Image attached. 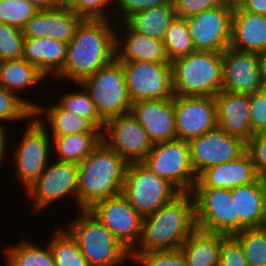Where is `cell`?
<instances>
[{"mask_svg": "<svg viewBox=\"0 0 266 266\" xmlns=\"http://www.w3.org/2000/svg\"><path fill=\"white\" fill-rule=\"evenodd\" d=\"M162 42L169 62L195 52L187 21L184 18L175 17L165 32Z\"/></svg>", "mask_w": 266, "mask_h": 266, "instance_id": "obj_34", "label": "cell"}, {"mask_svg": "<svg viewBox=\"0 0 266 266\" xmlns=\"http://www.w3.org/2000/svg\"><path fill=\"white\" fill-rule=\"evenodd\" d=\"M80 212L64 228L76 240L89 266H122L131 260L130 252L107 227L88 210Z\"/></svg>", "mask_w": 266, "mask_h": 266, "instance_id": "obj_5", "label": "cell"}, {"mask_svg": "<svg viewBox=\"0 0 266 266\" xmlns=\"http://www.w3.org/2000/svg\"><path fill=\"white\" fill-rule=\"evenodd\" d=\"M230 47L261 55L266 51V16L233 8Z\"/></svg>", "mask_w": 266, "mask_h": 266, "instance_id": "obj_23", "label": "cell"}, {"mask_svg": "<svg viewBox=\"0 0 266 266\" xmlns=\"http://www.w3.org/2000/svg\"><path fill=\"white\" fill-rule=\"evenodd\" d=\"M38 105V102L17 96L0 86V126L5 125L4 121L31 120Z\"/></svg>", "mask_w": 266, "mask_h": 266, "instance_id": "obj_37", "label": "cell"}, {"mask_svg": "<svg viewBox=\"0 0 266 266\" xmlns=\"http://www.w3.org/2000/svg\"><path fill=\"white\" fill-rule=\"evenodd\" d=\"M55 160L79 164L102 141L101 133H78L62 137H51Z\"/></svg>", "mask_w": 266, "mask_h": 266, "instance_id": "obj_31", "label": "cell"}, {"mask_svg": "<svg viewBox=\"0 0 266 266\" xmlns=\"http://www.w3.org/2000/svg\"><path fill=\"white\" fill-rule=\"evenodd\" d=\"M177 139L189 141L217 127L214 97L174 95Z\"/></svg>", "mask_w": 266, "mask_h": 266, "instance_id": "obj_17", "label": "cell"}, {"mask_svg": "<svg viewBox=\"0 0 266 266\" xmlns=\"http://www.w3.org/2000/svg\"><path fill=\"white\" fill-rule=\"evenodd\" d=\"M88 211L113 234L130 253L141 238L143 217L120 193L96 202Z\"/></svg>", "mask_w": 266, "mask_h": 266, "instance_id": "obj_12", "label": "cell"}, {"mask_svg": "<svg viewBox=\"0 0 266 266\" xmlns=\"http://www.w3.org/2000/svg\"><path fill=\"white\" fill-rule=\"evenodd\" d=\"M174 95L214 97L222 90V53L195 51L171 62Z\"/></svg>", "mask_w": 266, "mask_h": 266, "instance_id": "obj_4", "label": "cell"}, {"mask_svg": "<svg viewBox=\"0 0 266 266\" xmlns=\"http://www.w3.org/2000/svg\"><path fill=\"white\" fill-rule=\"evenodd\" d=\"M176 17L188 18L221 5L224 0H172Z\"/></svg>", "mask_w": 266, "mask_h": 266, "instance_id": "obj_46", "label": "cell"}, {"mask_svg": "<svg viewBox=\"0 0 266 266\" xmlns=\"http://www.w3.org/2000/svg\"><path fill=\"white\" fill-rule=\"evenodd\" d=\"M195 229L194 197L191 192H181L143 217L141 238L132 252L178 250Z\"/></svg>", "mask_w": 266, "mask_h": 266, "instance_id": "obj_2", "label": "cell"}, {"mask_svg": "<svg viewBox=\"0 0 266 266\" xmlns=\"http://www.w3.org/2000/svg\"><path fill=\"white\" fill-rule=\"evenodd\" d=\"M58 104L65 110L73 112L85 119H87L96 129L101 133L104 128V121L96 112L93 101L91 100L88 92L81 89L72 92H67L60 96Z\"/></svg>", "mask_w": 266, "mask_h": 266, "instance_id": "obj_36", "label": "cell"}, {"mask_svg": "<svg viewBox=\"0 0 266 266\" xmlns=\"http://www.w3.org/2000/svg\"><path fill=\"white\" fill-rule=\"evenodd\" d=\"M131 260L141 266H187L180 249L172 251L131 252Z\"/></svg>", "mask_w": 266, "mask_h": 266, "instance_id": "obj_40", "label": "cell"}, {"mask_svg": "<svg viewBox=\"0 0 266 266\" xmlns=\"http://www.w3.org/2000/svg\"><path fill=\"white\" fill-rule=\"evenodd\" d=\"M180 193L173 184L156 176L142 162L128 164L122 194L142 217L155 213Z\"/></svg>", "mask_w": 266, "mask_h": 266, "instance_id": "obj_7", "label": "cell"}, {"mask_svg": "<svg viewBox=\"0 0 266 266\" xmlns=\"http://www.w3.org/2000/svg\"><path fill=\"white\" fill-rule=\"evenodd\" d=\"M196 228L209 233L233 236L239 232L235 198L225 188H193Z\"/></svg>", "mask_w": 266, "mask_h": 266, "instance_id": "obj_8", "label": "cell"}, {"mask_svg": "<svg viewBox=\"0 0 266 266\" xmlns=\"http://www.w3.org/2000/svg\"><path fill=\"white\" fill-rule=\"evenodd\" d=\"M263 227L266 229V219H265V223H264V226Z\"/></svg>", "mask_w": 266, "mask_h": 266, "instance_id": "obj_53", "label": "cell"}, {"mask_svg": "<svg viewBox=\"0 0 266 266\" xmlns=\"http://www.w3.org/2000/svg\"><path fill=\"white\" fill-rule=\"evenodd\" d=\"M228 3L232 8L240 7L246 0H224Z\"/></svg>", "mask_w": 266, "mask_h": 266, "instance_id": "obj_52", "label": "cell"}, {"mask_svg": "<svg viewBox=\"0 0 266 266\" xmlns=\"http://www.w3.org/2000/svg\"><path fill=\"white\" fill-rule=\"evenodd\" d=\"M114 1L115 0H74L69 8L83 19L108 20L109 18V20H112Z\"/></svg>", "mask_w": 266, "mask_h": 266, "instance_id": "obj_41", "label": "cell"}, {"mask_svg": "<svg viewBox=\"0 0 266 266\" xmlns=\"http://www.w3.org/2000/svg\"><path fill=\"white\" fill-rule=\"evenodd\" d=\"M38 11L39 9L27 0H0V23L22 30Z\"/></svg>", "mask_w": 266, "mask_h": 266, "instance_id": "obj_38", "label": "cell"}, {"mask_svg": "<svg viewBox=\"0 0 266 266\" xmlns=\"http://www.w3.org/2000/svg\"><path fill=\"white\" fill-rule=\"evenodd\" d=\"M259 64L262 89L266 90V51L260 55Z\"/></svg>", "mask_w": 266, "mask_h": 266, "instance_id": "obj_50", "label": "cell"}, {"mask_svg": "<svg viewBox=\"0 0 266 266\" xmlns=\"http://www.w3.org/2000/svg\"><path fill=\"white\" fill-rule=\"evenodd\" d=\"M233 237L239 242L248 266H266V229L245 228Z\"/></svg>", "mask_w": 266, "mask_h": 266, "instance_id": "obj_35", "label": "cell"}, {"mask_svg": "<svg viewBox=\"0 0 266 266\" xmlns=\"http://www.w3.org/2000/svg\"><path fill=\"white\" fill-rule=\"evenodd\" d=\"M233 8L225 1L186 18L195 51L223 53L230 45Z\"/></svg>", "mask_w": 266, "mask_h": 266, "instance_id": "obj_14", "label": "cell"}, {"mask_svg": "<svg viewBox=\"0 0 266 266\" xmlns=\"http://www.w3.org/2000/svg\"><path fill=\"white\" fill-rule=\"evenodd\" d=\"M241 7L251 13L266 16V0H246Z\"/></svg>", "mask_w": 266, "mask_h": 266, "instance_id": "obj_47", "label": "cell"}, {"mask_svg": "<svg viewBox=\"0 0 266 266\" xmlns=\"http://www.w3.org/2000/svg\"><path fill=\"white\" fill-rule=\"evenodd\" d=\"M156 176L168 180L180 192H192L197 180L187 141L175 139L153 144L142 161Z\"/></svg>", "mask_w": 266, "mask_h": 266, "instance_id": "obj_9", "label": "cell"}, {"mask_svg": "<svg viewBox=\"0 0 266 266\" xmlns=\"http://www.w3.org/2000/svg\"><path fill=\"white\" fill-rule=\"evenodd\" d=\"M222 90L251 94L262 89L260 55L228 47L222 53Z\"/></svg>", "mask_w": 266, "mask_h": 266, "instance_id": "obj_18", "label": "cell"}, {"mask_svg": "<svg viewBox=\"0 0 266 266\" xmlns=\"http://www.w3.org/2000/svg\"><path fill=\"white\" fill-rule=\"evenodd\" d=\"M121 24H123L124 30L121 34H124L121 35L116 30L115 45L116 58L119 61L171 63L166 56L164 43L161 40L134 32L124 22L117 23V26H121Z\"/></svg>", "mask_w": 266, "mask_h": 266, "instance_id": "obj_24", "label": "cell"}, {"mask_svg": "<svg viewBox=\"0 0 266 266\" xmlns=\"http://www.w3.org/2000/svg\"><path fill=\"white\" fill-rule=\"evenodd\" d=\"M219 266H248L242 247L233 236L222 235Z\"/></svg>", "mask_w": 266, "mask_h": 266, "instance_id": "obj_44", "label": "cell"}, {"mask_svg": "<svg viewBox=\"0 0 266 266\" xmlns=\"http://www.w3.org/2000/svg\"><path fill=\"white\" fill-rule=\"evenodd\" d=\"M83 18L68 7L39 10L22 28L24 38L49 37L69 43Z\"/></svg>", "mask_w": 266, "mask_h": 266, "instance_id": "obj_20", "label": "cell"}, {"mask_svg": "<svg viewBox=\"0 0 266 266\" xmlns=\"http://www.w3.org/2000/svg\"><path fill=\"white\" fill-rule=\"evenodd\" d=\"M130 112L147 132L153 144L177 139L174 97L134 102Z\"/></svg>", "mask_w": 266, "mask_h": 266, "instance_id": "obj_19", "label": "cell"}, {"mask_svg": "<svg viewBox=\"0 0 266 266\" xmlns=\"http://www.w3.org/2000/svg\"><path fill=\"white\" fill-rule=\"evenodd\" d=\"M246 152L259 177L266 179V134H254L246 142Z\"/></svg>", "mask_w": 266, "mask_h": 266, "instance_id": "obj_45", "label": "cell"}, {"mask_svg": "<svg viewBox=\"0 0 266 266\" xmlns=\"http://www.w3.org/2000/svg\"><path fill=\"white\" fill-rule=\"evenodd\" d=\"M235 198L236 215L239 216V232L245 228L263 227L266 219V179L231 190Z\"/></svg>", "mask_w": 266, "mask_h": 266, "instance_id": "obj_25", "label": "cell"}, {"mask_svg": "<svg viewBox=\"0 0 266 266\" xmlns=\"http://www.w3.org/2000/svg\"><path fill=\"white\" fill-rule=\"evenodd\" d=\"M249 111L254 134H266V90L249 94Z\"/></svg>", "mask_w": 266, "mask_h": 266, "instance_id": "obj_42", "label": "cell"}, {"mask_svg": "<svg viewBox=\"0 0 266 266\" xmlns=\"http://www.w3.org/2000/svg\"><path fill=\"white\" fill-rule=\"evenodd\" d=\"M175 17L176 12L171 0L165 5L134 13L124 23L134 32L162 41Z\"/></svg>", "mask_w": 266, "mask_h": 266, "instance_id": "obj_29", "label": "cell"}, {"mask_svg": "<svg viewBox=\"0 0 266 266\" xmlns=\"http://www.w3.org/2000/svg\"><path fill=\"white\" fill-rule=\"evenodd\" d=\"M195 174L212 166L238 159L246 152V142L228 135L219 127L187 141Z\"/></svg>", "mask_w": 266, "mask_h": 266, "instance_id": "obj_16", "label": "cell"}, {"mask_svg": "<svg viewBox=\"0 0 266 266\" xmlns=\"http://www.w3.org/2000/svg\"><path fill=\"white\" fill-rule=\"evenodd\" d=\"M28 127L25 128L20 139L17 150L13 153L18 180L26 190L44 172L47 163H50L52 147L51 137L34 117L27 121Z\"/></svg>", "mask_w": 266, "mask_h": 266, "instance_id": "obj_13", "label": "cell"}, {"mask_svg": "<svg viewBox=\"0 0 266 266\" xmlns=\"http://www.w3.org/2000/svg\"><path fill=\"white\" fill-rule=\"evenodd\" d=\"M23 41L22 30L0 23V61L22 58Z\"/></svg>", "mask_w": 266, "mask_h": 266, "instance_id": "obj_39", "label": "cell"}, {"mask_svg": "<svg viewBox=\"0 0 266 266\" xmlns=\"http://www.w3.org/2000/svg\"><path fill=\"white\" fill-rule=\"evenodd\" d=\"M54 161L25 190L32 200L34 213L68 195L76 199L78 206V164Z\"/></svg>", "mask_w": 266, "mask_h": 266, "instance_id": "obj_11", "label": "cell"}, {"mask_svg": "<svg viewBox=\"0 0 266 266\" xmlns=\"http://www.w3.org/2000/svg\"><path fill=\"white\" fill-rule=\"evenodd\" d=\"M171 0H115L114 1V10L113 14L117 10V12L113 15L114 17H118V23L124 22L129 16L134 13L147 10L150 8L159 7L167 4ZM119 13V14H118ZM121 18V19H120Z\"/></svg>", "mask_w": 266, "mask_h": 266, "instance_id": "obj_43", "label": "cell"}, {"mask_svg": "<svg viewBox=\"0 0 266 266\" xmlns=\"http://www.w3.org/2000/svg\"><path fill=\"white\" fill-rule=\"evenodd\" d=\"M55 231L48 242L55 266H89L71 234L63 226Z\"/></svg>", "mask_w": 266, "mask_h": 266, "instance_id": "obj_33", "label": "cell"}, {"mask_svg": "<svg viewBox=\"0 0 266 266\" xmlns=\"http://www.w3.org/2000/svg\"><path fill=\"white\" fill-rule=\"evenodd\" d=\"M4 250L7 266H55L48 244L43 249L37 243L22 240Z\"/></svg>", "mask_w": 266, "mask_h": 266, "instance_id": "obj_32", "label": "cell"}, {"mask_svg": "<svg viewBox=\"0 0 266 266\" xmlns=\"http://www.w3.org/2000/svg\"><path fill=\"white\" fill-rule=\"evenodd\" d=\"M46 76L23 58L0 61V86L19 96L18 92L34 87Z\"/></svg>", "mask_w": 266, "mask_h": 266, "instance_id": "obj_30", "label": "cell"}, {"mask_svg": "<svg viewBox=\"0 0 266 266\" xmlns=\"http://www.w3.org/2000/svg\"><path fill=\"white\" fill-rule=\"evenodd\" d=\"M128 162L101 141L78 164V209L122 193Z\"/></svg>", "mask_w": 266, "mask_h": 266, "instance_id": "obj_3", "label": "cell"}, {"mask_svg": "<svg viewBox=\"0 0 266 266\" xmlns=\"http://www.w3.org/2000/svg\"><path fill=\"white\" fill-rule=\"evenodd\" d=\"M214 100L217 127L247 142L254 135L250 122L249 94L221 90Z\"/></svg>", "mask_w": 266, "mask_h": 266, "instance_id": "obj_21", "label": "cell"}, {"mask_svg": "<svg viewBox=\"0 0 266 266\" xmlns=\"http://www.w3.org/2000/svg\"><path fill=\"white\" fill-rule=\"evenodd\" d=\"M9 128L6 126H0V166L3 164L5 158V153L7 152V132ZM7 130V131H6Z\"/></svg>", "mask_w": 266, "mask_h": 266, "instance_id": "obj_48", "label": "cell"}, {"mask_svg": "<svg viewBox=\"0 0 266 266\" xmlns=\"http://www.w3.org/2000/svg\"><path fill=\"white\" fill-rule=\"evenodd\" d=\"M41 114L45 117L44 119ZM33 117L45 130L51 132L48 133L50 137H62L78 133H101L87 119L63 109L55 102L46 108L39 104L33 110Z\"/></svg>", "mask_w": 266, "mask_h": 266, "instance_id": "obj_27", "label": "cell"}, {"mask_svg": "<svg viewBox=\"0 0 266 266\" xmlns=\"http://www.w3.org/2000/svg\"><path fill=\"white\" fill-rule=\"evenodd\" d=\"M222 234L195 229L180 250L187 266H219Z\"/></svg>", "mask_w": 266, "mask_h": 266, "instance_id": "obj_28", "label": "cell"}, {"mask_svg": "<svg viewBox=\"0 0 266 266\" xmlns=\"http://www.w3.org/2000/svg\"><path fill=\"white\" fill-rule=\"evenodd\" d=\"M101 139L128 163L142 162L153 147L147 132L131 112L106 120Z\"/></svg>", "mask_w": 266, "mask_h": 266, "instance_id": "obj_15", "label": "cell"}, {"mask_svg": "<svg viewBox=\"0 0 266 266\" xmlns=\"http://www.w3.org/2000/svg\"><path fill=\"white\" fill-rule=\"evenodd\" d=\"M67 43L49 37L24 38L22 58L38 68L46 77L54 78L66 61Z\"/></svg>", "mask_w": 266, "mask_h": 266, "instance_id": "obj_26", "label": "cell"}, {"mask_svg": "<svg viewBox=\"0 0 266 266\" xmlns=\"http://www.w3.org/2000/svg\"><path fill=\"white\" fill-rule=\"evenodd\" d=\"M74 0H55L56 7H70Z\"/></svg>", "mask_w": 266, "mask_h": 266, "instance_id": "obj_51", "label": "cell"}, {"mask_svg": "<svg viewBox=\"0 0 266 266\" xmlns=\"http://www.w3.org/2000/svg\"><path fill=\"white\" fill-rule=\"evenodd\" d=\"M132 103L140 100L172 99L171 63L120 61Z\"/></svg>", "mask_w": 266, "mask_h": 266, "instance_id": "obj_10", "label": "cell"}, {"mask_svg": "<svg viewBox=\"0 0 266 266\" xmlns=\"http://www.w3.org/2000/svg\"><path fill=\"white\" fill-rule=\"evenodd\" d=\"M78 85L88 92L96 112L104 122L131 110L132 102L128 95L125 74L117 58Z\"/></svg>", "mask_w": 266, "mask_h": 266, "instance_id": "obj_6", "label": "cell"}, {"mask_svg": "<svg viewBox=\"0 0 266 266\" xmlns=\"http://www.w3.org/2000/svg\"><path fill=\"white\" fill-rule=\"evenodd\" d=\"M115 21L83 19L67 44L65 64L55 79L80 83L116 58Z\"/></svg>", "mask_w": 266, "mask_h": 266, "instance_id": "obj_1", "label": "cell"}, {"mask_svg": "<svg viewBox=\"0 0 266 266\" xmlns=\"http://www.w3.org/2000/svg\"><path fill=\"white\" fill-rule=\"evenodd\" d=\"M259 178L250 155L245 152L238 159L203 170L194 188H225L232 190L255 182Z\"/></svg>", "mask_w": 266, "mask_h": 266, "instance_id": "obj_22", "label": "cell"}, {"mask_svg": "<svg viewBox=\"0 0 266 266\" xmlns=\"http://www.w3.org/2000/svg\"><path fill=\"white\" fill-rule=\"evenodd\" d=\"M30 4L34 5L39 10L56 8L55 0H27Z\"/></svg>", "mask_w": 266, "mask_h": 266, "instance_id": "obj_49", "label": "cell"}]
</instances>
